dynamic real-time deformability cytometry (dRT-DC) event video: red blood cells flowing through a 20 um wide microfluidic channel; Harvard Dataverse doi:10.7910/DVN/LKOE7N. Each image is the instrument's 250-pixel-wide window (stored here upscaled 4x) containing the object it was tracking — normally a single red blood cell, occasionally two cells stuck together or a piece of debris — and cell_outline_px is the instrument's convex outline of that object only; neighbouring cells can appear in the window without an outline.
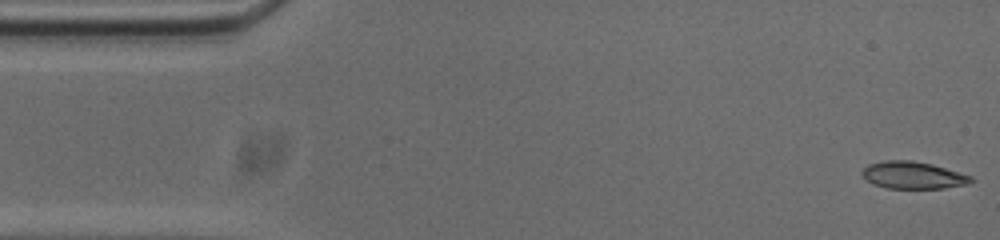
{"species": "common noctule bat (a hibernating species)", "species_latin": "Nyctalus noctula", "temperature_condition": "cold", "stored_images_in_passage": 53, "camera_frame_rate_fps": 3000, "um_per_image_px": 0.085, "animal": {"sex": "male", "body_mass_g": 20.0, "forearm_length_mm": 53.3}, "frame": {"image": 1, "passage_image": 1, "time_ms": 0.0, "image_size_px": [1000, 240], "cell_outline_px": [[976, 180], [968, 184], [944, 188], [888, 188], [872, 184], [860, 172], [868, 164], [884, 160], [912, 160], [932, 164], [972, 176]], "centroid_in_image_um": [77.62, 14.89], "position_along_channel_um": 7.4, "area_um2": 17.28}}
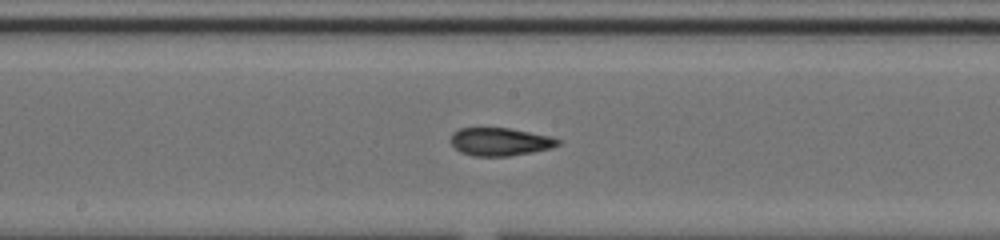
{"frame": {"image": 2, "passage_image": 26, "time_ms": 8.333, "image_size_px": [1000, 240], "cell_outline_px": [[560, 144], [552, 148], [532, 152], [508, 156], [472, 156], [460, 152], [448, 140], [452, 132], [460, 128], [508, 128], [552, 136], [560, 140]], "centroid_in_image_um": [42.48, 12.04], "position_along_channel_um": 205.7, "area_um2": 17.63}}
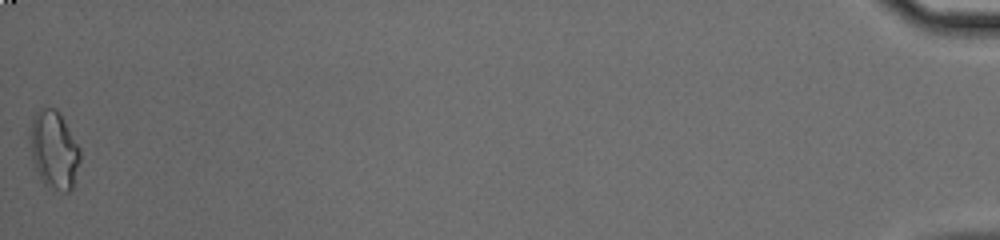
{"frame": {"image": 3, "passage_image": 53, "time_ms": 17.333, "image_size_px": [1000, 240], "cell_outline_px": [[80, 160], [72, 188], [68, 192], [64, 192], [44, 184], [32, 160], [28, 148], [28, 128], [36, 112], [40, 108], [56, 108], [80, 148]], "centroid_in_image_um": [4.54, 12.71], "position_along_channel_um": 430.7, "area_um2": 22.83}, "authors_computed_cell_mechanics": {"area_um2": 17.7446, "velocity_mm_per_s": 3.7427, "shape_relaxation_time_tau1_ms": 9.489, "shape_relaxation_time_tau2_ms": 2.0726, "deformation_change_tau1": 0.2359, "deformation_change_tau2": 0.0845}}